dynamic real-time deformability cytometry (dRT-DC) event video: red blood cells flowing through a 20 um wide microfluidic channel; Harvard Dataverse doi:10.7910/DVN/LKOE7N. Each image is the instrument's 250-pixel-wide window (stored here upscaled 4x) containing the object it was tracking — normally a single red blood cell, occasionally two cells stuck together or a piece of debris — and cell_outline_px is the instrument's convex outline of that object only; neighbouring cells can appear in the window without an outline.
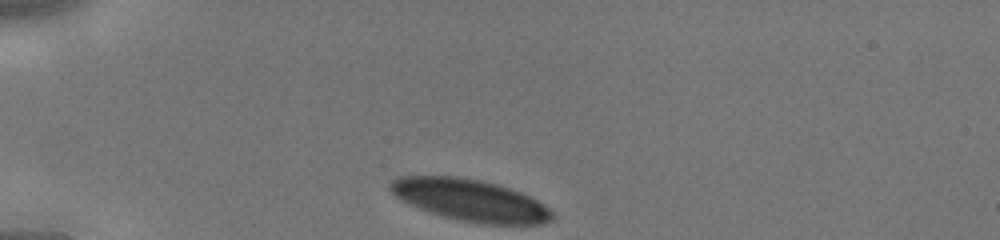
{"species": "human", "species_latin": "Homo sapiens", "temperature_condition": "cold", "stored_images_in_passage": 27, "camera_frame_rate_fps": 3000, "um_per_image_px": 0.085, "donor": {"sex": "male"}, "frame": {"image": 1, "passage_image": 1, "time_ms": 0.0, "image_size_px": [1000, 240], "cell_outline_px": [[556, 216], [552, 220], [544, 224], [484, 224], [460, 220], [444, 216], [420, 208], [396, 196], [388, 188], [388, 184], [392, 180], [400, 176], [456, 176], [480, 180], [496, 184], [520, 192], [544, 204]], "centroid_in_image_um": [40.0, 17.01], "position_along_channel_um": 45.0, "area_um2": 39.02}}
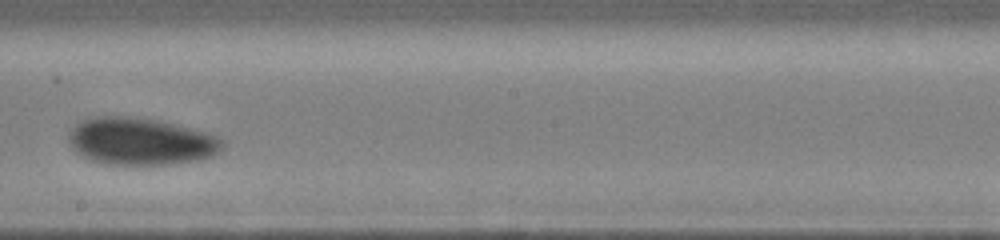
{"frame": {"image": 2, "passage_image": 16, "time_ms": 5.0, "image_size_px": [1000, 240], "cell_outline_px": [[224, 148], [220, 152], [212, 156], [200, 160], [172, 164], [104, 164], [92, 160], [76, 152], [72, 148], [68, 136], [68, 132], [76, 124], [84, 120], [96, 116], [132, 116], [156, 120], [204, 132], [216, 136], [224, 144]], "centroid_in_image_um": [11.95, 12.02], "position_along_channel_um": 236.3, "area_um2": 42.08}}
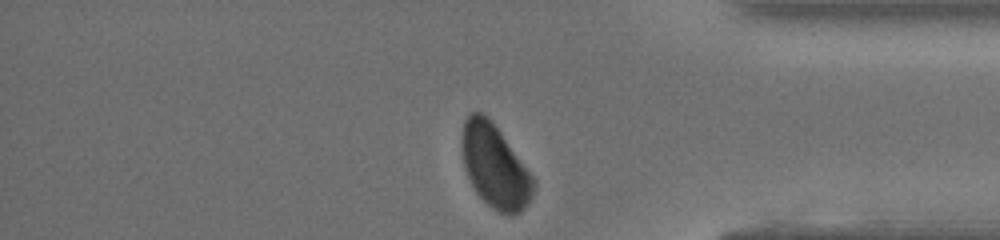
{"frame": {"image": 3, "passage_image": 27, "time_ms": 8.667, "image_size_px": [1000, 240], "cell_outline_px": [[536, 184], [528, 204], [520, 212], [500, 212], [492, 208], [476, 192], [464, 168], [464, 120], [472, 112], [480, 112], [492, 120], [536, 180]], "centroid_in_image_um": [42.11, 14.13], "position_along_channel_um": 393.1, "area_um2": 33.81}}